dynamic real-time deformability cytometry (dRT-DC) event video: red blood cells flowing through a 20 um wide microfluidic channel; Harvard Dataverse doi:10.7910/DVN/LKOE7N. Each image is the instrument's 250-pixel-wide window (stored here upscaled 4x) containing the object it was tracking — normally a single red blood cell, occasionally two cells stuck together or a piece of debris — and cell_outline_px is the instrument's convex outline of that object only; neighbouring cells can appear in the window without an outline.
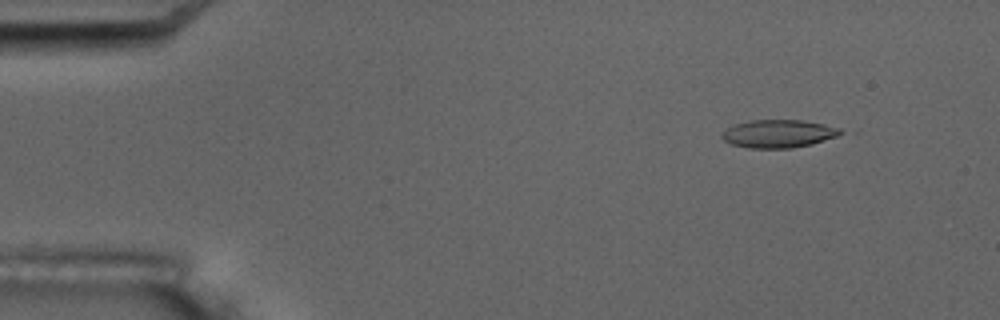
{"species": "common noctule bat (a hibernating species)", "species_latin": "Nyctalus noctula", "temperature_condition": "room temperature", "stored_images_in_passage": 5, "camera_frame_rate_fps": 3000, "um_per_image_px": 0.085, "animal": {"sex": "male", "body_mass_g": 17.5, "forearm_length_mm": 52.3}, "frame": {"image": 1, "passage_image": 2, "time_ms": 1.0, "image_size_px": [1000, 320], "cell_outline_px": [[844, 132], [836, 136], [812, 144], [792, 148], [748, 148], [732, 144], [724, 140], [720, 136], [732, 124], [748, 120], [804, 120], [824, 124], [840, 128]], "centroid_in_image_um": [66.16, 11.35], "position_along_channel_um": 18.8, "area_um2": 19.36}}